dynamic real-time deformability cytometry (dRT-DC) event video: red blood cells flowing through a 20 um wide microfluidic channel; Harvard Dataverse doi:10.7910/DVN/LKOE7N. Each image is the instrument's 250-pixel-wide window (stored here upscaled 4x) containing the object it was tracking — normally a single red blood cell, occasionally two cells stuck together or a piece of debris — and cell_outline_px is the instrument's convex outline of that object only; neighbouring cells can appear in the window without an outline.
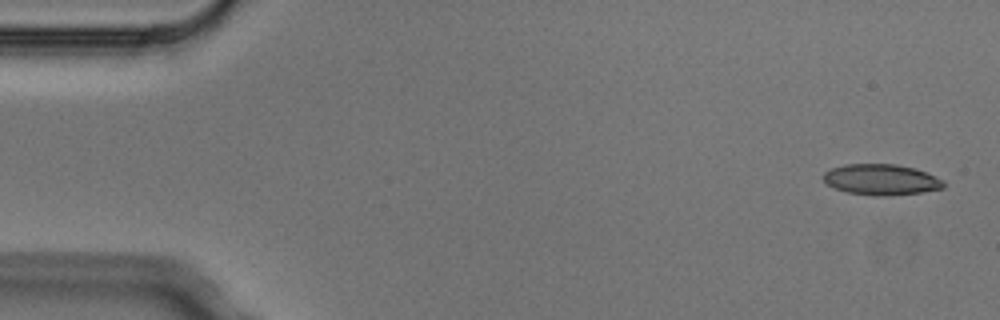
{"species": "Egyptian fruit bat (a non-hibernating species)", "species_latin": "Rousettus aegyptiacus", "temperature_condition": "cold", "stored_images_in_passage": 2, "camera_frame_rate_fps": 3000, "um_per_image_px": 0.085, "animal": {"sex": "male"}, "frame": {"image": 1, "passage_image": 1, "time_ms": 0.0, "image_size_px": [1000, 320], "cell_outline_px": [[944, 188], [920, 192], [884, 196], [876, 196], [848, 192], [836, 188], [828, 184], [824, 180], [824, 172], [832, 168], [844, 164], [896, 164], [916, 168], [944, 180]], "centroid_in_image_um": [74.92, 15.26], "position_along_channel_um": 10.1, "area_um2": 21.44}}